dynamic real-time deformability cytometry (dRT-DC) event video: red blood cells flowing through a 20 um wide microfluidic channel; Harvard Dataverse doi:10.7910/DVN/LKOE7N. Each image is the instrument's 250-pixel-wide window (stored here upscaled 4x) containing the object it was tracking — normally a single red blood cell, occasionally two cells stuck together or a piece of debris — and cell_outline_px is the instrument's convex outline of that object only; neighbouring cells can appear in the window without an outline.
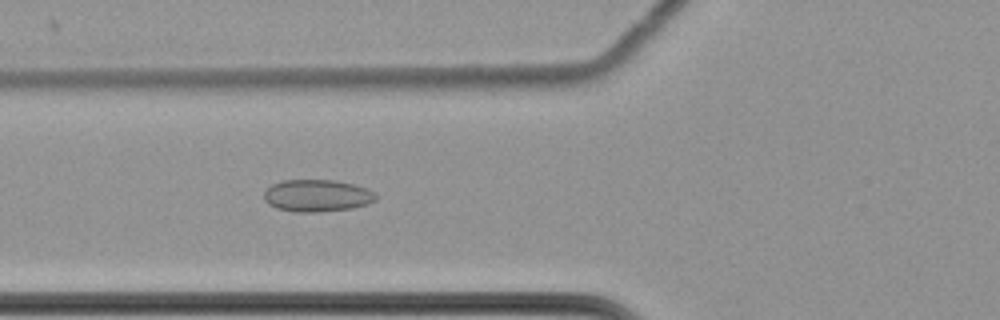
{"species": "common noctule bat (a hibernating species)", "species_latin": "Nyctalus noctula", "temperature_condition": "cold", "stored_images_in_passage": 61, "camera_frame_rate_fps": 3000, "um_per_image_px": 0.085, "animal": {"sex": "female", "body_mass_g": 22.7, "forearm_length_mm": 54.2}, "frame": {"image": 1, "passage_image": 25, "time_ms": 8.0, "image_size_px": [1000, 320], "cell_outline_px": [[376, 200], [368, 204], [352, 208], [316, 212], [296, 212], [276, 208], [268, 204], [264, 200], [264, 192], [272, 184], [280, 180], [336, 180], [368, 188], [376, 192]], "centroid_in_image_um": [26.95, 16.62], "position_along_channel_um": 98.8, "area_um2": 21.1}}
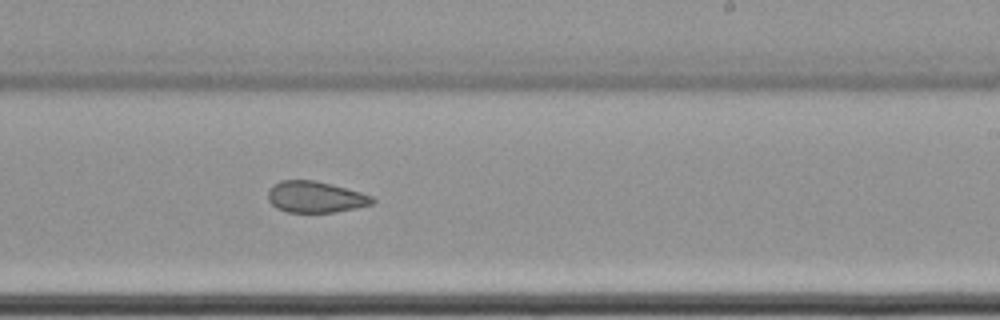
{"frame": {"image": 2, "passage_image": 39, "time_ms": 12.667, "image_size_px": [1000, 320], "cell_outline_px": [[376, 200], [372, 204], [356, 208], [332, 212], [288, 212], [276, 208], [268, 200], [268, 188], [272, 184], [280, 180], [316, 180], [360, 192], [372, 196]], "centroid_in_image_um": [26.77, 16.73], "position_along_channel_um": 262.2, "area_um2": 19.07}}
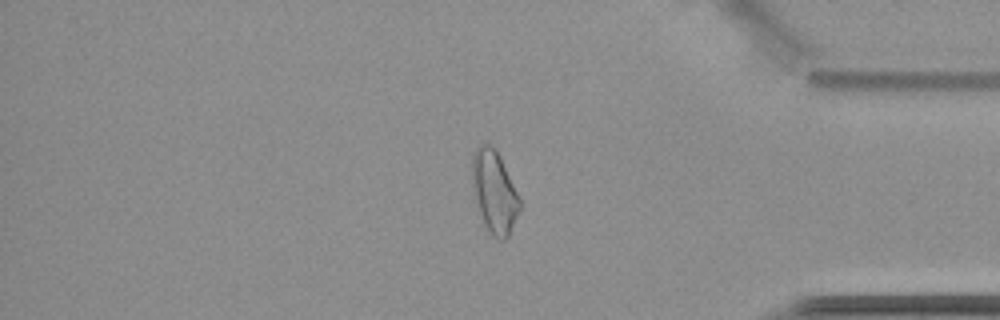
{"frame": {"image": 3, "passage_image": 52, "time_ms": 17.0, "image_size_px": [1000, 320], "cell_outline_px": [[520, 208], [508, 236], [504, 240], [500, 240], [492, 236], [488, 232], [484, 224], [476, 204], [472, 188], [472, 152], [480, 144], [492, 144], [500, 156], [520, 200]], "centroid_in_image_um": [41.98, 16.3], "position_along_channel_um": 393.2, "area_um2": 22.77}, "authors_computed_cell_mechanics": {"area_um2": 22.3108, "velocity_mm_per_s": 3.4972, "shape_relaxation_time_tau1_ms": null, "shape_relaxation_time_tau2_ms": 3.0205, "deformation_change_tau1": null, "deformation_change_tau2": 0.0965}}